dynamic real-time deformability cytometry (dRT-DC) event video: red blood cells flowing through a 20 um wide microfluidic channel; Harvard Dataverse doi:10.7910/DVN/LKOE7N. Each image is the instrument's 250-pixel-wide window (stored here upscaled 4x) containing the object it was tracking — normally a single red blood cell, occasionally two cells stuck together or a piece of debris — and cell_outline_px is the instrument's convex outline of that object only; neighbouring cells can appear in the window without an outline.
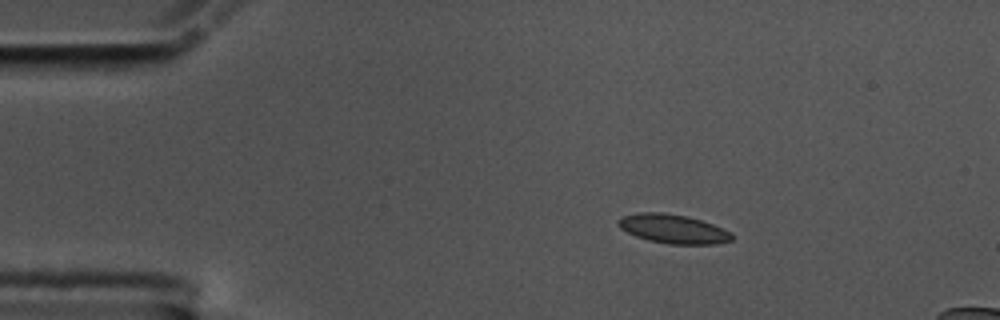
{"species": "common noctule bat (a hibernating species)", "species_latin": "Nyctalus noctula", "temperature_condition": "cold", "stored_images_in_passage": 48, "camera_frame_rate_fps": 3000, "um_per_image_px": 0.085, "animal": {"sex": "male", "body_mass_g": 17.5, "forearm_length_mm": 52.3}, "frame": {"image": 1, "passage_image": 1, "time_ms": 0.0, "image_size_px": [1000, 320], "cell_outline_px": [[732, 240], [716, 244], [668, 244], [648, 240], [636, 236], [620, 228], [616, 224], [616, 220], [620, 216], [636, 212], [664, 212], [688, 216], [724, 228], [732, 232]], "centroid_in_image_um": [57.18, 19.44], "position_along_channel_um": 27.8, "area_um2": 19.48}}
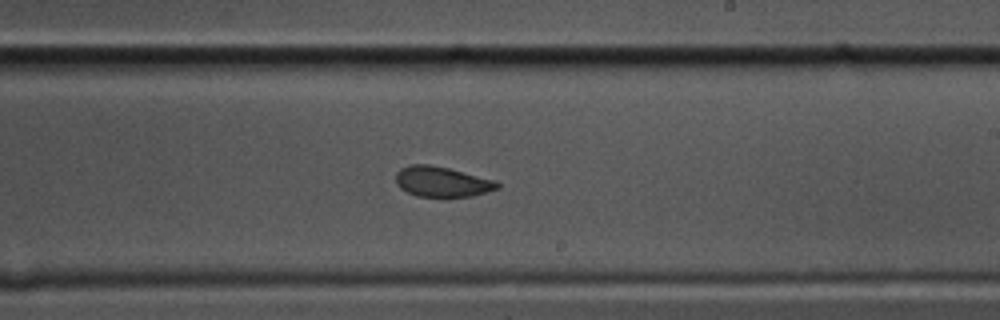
{"frame": {"image": 2, "passage_image": 25, "time_ms": 8.0, "image_size_px": [1000, 320], "cell_outline_px": [[500, 188], [472, 196], [416, 196], [400, 188], [396, 184], [396, 172], [400, 168], [408, 164], [428, 164], [448, 168], [496, 180], [500, 184]], "centroid_in_image_um": [37.56, 15.43], "position_along_channel_um": 251.4, "area_um2": 17.92}}
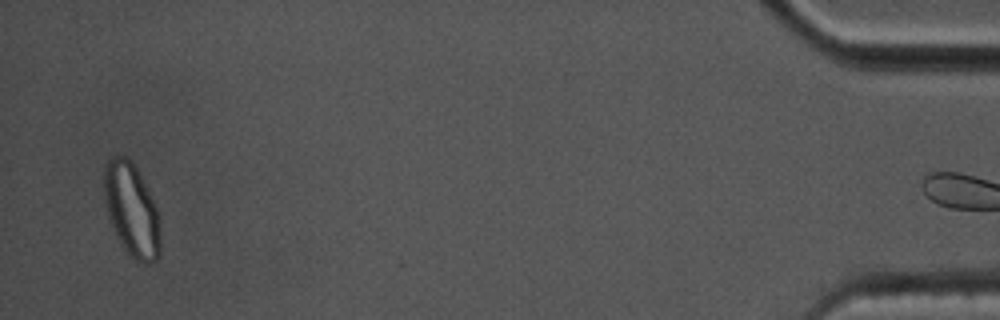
{"frame": {"image": 3, "passage_image": 47, "time_ms": 15.333, "image_size_px": [1000, 320], "cell_outline_px": [[160, 256], [152, 264], [144, 264], [128, 256], [120, 244], [112, 228], [108, 216], [104, 200], [104, 164], [112, 156], [128, 156], [136, 168], [156, 204], [160, 220]], "centroid_in_image_um": [11.19, 17.89], "position_along_channel_um": 424.0, "area_um2": 31.21}, "authors_computed_cell_mechanics": {"area_um2": 18.785, "velocity_mm_per_s": 3.5115, "shape_relaxation_time_tau1_ms": 6.7068, "shape_relaxation_time_tau2_ms": 1.8294, "deformation_change_tau1": 0.1573, "deformation_change_tau2": 0.0598}}